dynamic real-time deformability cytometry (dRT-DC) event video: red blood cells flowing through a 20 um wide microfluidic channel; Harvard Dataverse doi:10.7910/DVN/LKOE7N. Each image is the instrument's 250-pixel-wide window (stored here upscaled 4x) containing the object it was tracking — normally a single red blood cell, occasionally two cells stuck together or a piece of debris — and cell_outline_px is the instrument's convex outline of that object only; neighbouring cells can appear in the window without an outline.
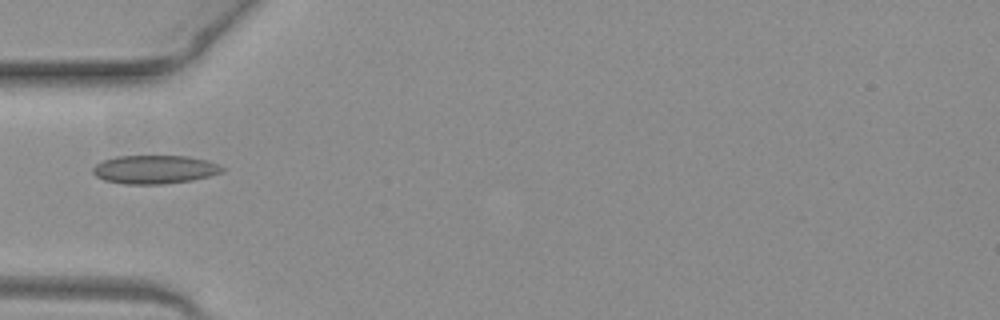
{"species": "common noctule bat (a hibernating species)", "species_latin": "Nyctalus noctula", "temperature_condition": "warm", "stored_images_in_passage": 28, "camera_frame_rate_fps": 3000, "um_per_image_px": 0.085, "animal": {"sex": "female", "body_mass_g": 19.3, "forearm_length_mm": 54.1}, "frame": {"image": 1, "passage_image": 1, "time_ms": 0.0, "image_size_px": [1000, 320], "cell_outline_px": [[224, 172], [192, 180], [160, 184], [124, 184], [104, 180], [96, 176], [92, 172], [92, 168], [96, 164], [104, 160], [116, 156], [188, 156], [204, 160], [216, 164], [224, 168]], "centroid_in_image_um": [13.11, 14.4], "position_along_channel_um": 71.9, "area_um2": 21.33}}
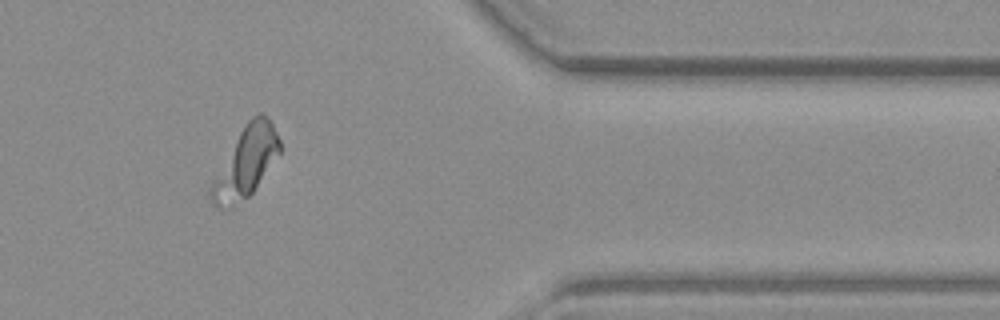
{"frame": {"image": 2, "passage_image": 26, "time_ms": 8.333, "image_size_px": [1000, 320], "cell_outline_px": [[280, 152], [252, 192], [248, 196], [224, 208], [212, 204], [208, 196], [208, 192], [212, 180], [240, 132], [248, 120], [252, 116], [260, 112], [268, 116], [272, 120], [280, 140]], "centroid_in_image_um": [20.89, 13.75], "position_along_channel_um": 390.5, "area_um2": 27.34}}